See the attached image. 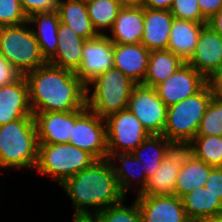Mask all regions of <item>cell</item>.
<instances>
[{"mask_svg":"<svg viewBox=\"0 0 222 222\" xmlns=\"http://www.w3.org/2000/svg\"><path fill=\"white\" fill-rule=\"evenodd\" d=\"M212 98V91L207 83L196 94L167 107L162 135L173 144L188 145L195 138Z\"/></svg>","mask_w":222,"mask_h":222,"instance_id":"277c9868","label":"cell"},{"mask_svg":"<svg viewBox=\"0 0 222 222\" xmlns=\"http://www.w3.org/2000/svg\"><path fill=\"white\" fill-rule=\"evenodd\" d=\"M94 88L90 95L89 86ZM136 83L119 69L112 67L86 87V107L101 118L128 108Z\"/></svg>","mask_w":222,"mask_h":222,"instance_id":"5b68a950","label":"cell"},{"mask_svg":"<svg viewBox=\"0 0 222 222\" xmlns=\"http://www.w3.org/2000/svg\"><path fill=\"white\" fill-rule=\"evenodd\" d=\"M29 24L38 25V31L32 26V31L39 44L42 56L48 62L57 52V32L60 23L57 10L50 12H39L30 15L27 19Z\"/></svg>","mask_w":222,"mask_h":222,"instance_id":"7402d4cb","label":"cell"},{"mask_svg":"<svg viewBox=\"0 0 222 222\" xmlns=\"http://www.w3.org/2000/svg\"><path fill=\"white\" fill-rule=\"evenodd\" d=\"M170 12L175 19H183L195 23H207L202 16L198 0H174Z\"/></svg>","mask_w":222,"mask_h":222,"instance_id":"836d02e7","label":"cell"},{"mask_svg":"<svg viewBox=\"0 0 222 222\" xmlns=\"http://www.w3.org/2000/svg\"><path fill=\"white\" fill-rule=\"evenodd\" d=\"M208 80L187 62L173 75L154 87L167 107L199 92Z\"/></svg>","mask_w":222,"mask_h":222,"instance_id":"7c38bea8","label":"cell"},{"mask_svg":"<svg viewBox=\"0 0 222 222\" xmlns=\"http://www.w3.org/2000/svg\"><path fill=\"white\" fill-rule=\"evenodd\" d=\"M128 109L140 120L150 135H160L166 123L167 106L154 88L136 84L131 92Z\"/></svg>","mask_w":222,"mask_h":222,"instance_id":"30bf717a","label":"cell"},{"mask_svg":"<svg viewBox=\"0 0 222 222\" xmlns=\"http://www.w3.org/2000/svg\"><path fill=\"white\" fill-rule=\"evenodd\" d=\"M174 144L170 142L165 136L149 135L133 152L132 154L136 159L140 160L144 164V173L146 179H150L153 173L161 166L165 159L166 153ZM149 150L150 158L146 153ZM148 153V152H147ZM145 156V157H144Z\"/></svg>","mask_w":222,"mask_h":222,"instance_id":"f1b7e54d","label":"cell"},{"mask_svg":"<svg viewBox=\"0 0 222 222\" xmlns=\"http://www.w3.org/2000/svg\"><path fill=\"white\" fill-rule=\"evenodd\" d=\"M189 152L213 167H222V136H195L188 144Z\"/></svg>","mask_w":222,"mask_h":222,"instance_id":"4dcf8cb0","label":"cell"},{"mask_svg":"<svg viewBox=\"0 0 222 222\" xmlns=\"http://www.w3.org/2000/svg\"><path fill=\"white\" fill-rule=\"evenodd\" d=\"M174 16L170 10L144 8V35L141 40L148 50H167Z\"/></svg>","mask_w":222,"mask_h":222,"instance_id":"44dd1931","label":"cell"},{"mask_svg":"<svg viewBox=\"0 0 222 222\" xmlns=\"http://www.w3.org/2000/svg\"><path fill=\"white\" fill-rule=\"evenodd\" d=\"M27 19L19 0H0V27L21 25Z\"/></svg>","mask_w":222,"mask_h":222,"instance_id":"e575fe53","label":"cell"},{"mask_svg":"<svg viewBox=\"0 0 222 222\" xmlns=\"http://www.w3.org/2000/svg\"><path fill=\"white\" fill-rule=\"evenodd\" d=\"M182 201L191 222H206L222 212V200L205 187H198L187 193Z\"/></svg>","mask_w":222,"mask_h":222,"instance_id":"cb8c5ba5","label":"cell"},{"mask_svg":"<svg viewBox=\"0 0 222 222\" xmlns=\"http://www.w3.org/2000/svg\"><path fill=\"white\" fill-rule=\"evenodd\" d=\"M222 136V101L211 99L196 136Z\"/></svg>","mask_w":222,"mask_h":222,"instance_id":"d6a6232c","label":"cell"},{"mask_svg":"<svg viewBox=\"0 0 222 222\" xmlns=\"http://www.w3.org/2000/svg\"><path fill=\"white\" fill-rule=\"evenodd\" d=\"M187 63L207 80L222 71V37L210 25L202 27L195 51Z\"/></svg>","mask_w":222,"mask_h":222,"instance_id":"4fadbf2b","label":"cell"},{"mask_svg":"<svg viewBox=\"0 0 222 222\" xmlns=\"http://www.w3.org/2000/svg\"><path fill=\"white\" fill-rule=\"evenodd\" d=\"M38 136L34 117H23L0 126V169H35Z\"/></svg>","mask_w":222,"mask_h":222,"instance_id":"3957f363","label":"cell"},{"mask_svg":"<svg viewBox=\"0 0 222 222\" xmlns=\"http://www.w3.org/2000/svg\"><path fill=\"white\" fill-rule=\"evenodd\" d=\"M222 200V167H213L204 186Z\"/></svg>","mask_w":222,"mask_h":222,"instance_id":"74e56055","label":"cell"},{"mask_svg":"<svg viewBox=\"0 0 222 222\" xmlns=\"http://www.w3.org/2000/svg\"><path fill=\"white\" fill-rule=\"evenodd\" d=\"M206 222H222V212L210 218Z\"/></svg>","mask_w":222,"mask_h":222,"instance_id":"f6af8a7d","label":"cell"},{"mask_svg":"<svg viewBox=\"0 0 222 222\" xmlns=\"http://www.w3.org/2000/svg\"><path fill=\"white\" fill-rule=\"evenodd\" d=\"M208 84L212 91V97L218 101H222V71L213 74L208 79Z\"/></svg>","mask_w":222,"mask_h":222,"instance_id":"ab89813d","label":"cell"},{"mask_svg":"<svg viewBox=\"0 0 222 222\" xmlns=\"http://www.w3.org/2000/svg\"><path fill=\"white\" fill-rule=\"evenodd\" d=\"M186 62L169 50H152L143 85L154 88L173 75Z\"/></svg>","mask_w":222,"mask_h":222,"instance_id":"83f0119b","label":"cell"},{"mask_svg":"<svg viewBox=\"0 0 222 222\" xmlns=\"http://www.w3.org/2000/svg\"><path fill=\"white\" fill-rule=\"evenodd\" d=\"M202 16L208 21L221 8L222 0H198Z\"/></svg>","mask_w":222,"mask_h":222,"instance_id":"f35d334b","label":"cell"},{"mask_svg":"<svg viewBox=\"0 0 222 222\" xmlns=\"http://www.w3.org/2000/svg\"><path fill=\"white\" fill-rule=\"evenodd\" d=\"M108 159L113 167L119 188L125 196L127 194L126 192H128L130 188L133 189L134 186L131 185V181L134 180V178L136 181V179L139 177V179H137V185L140 188L139 190H134L137 191V195L145 189L148 180L146 179V175L144 173V164H142L140 160L136 159L132 152L113 153L108 157ZM114 159H118V161L121 160V164L119 163L118 165L117 161ZM136 168L139 170V172Z\"/></svg>","mask_w":222,"mask_h":222,"instance_id":"4316f807","label":"cell"},{"mask_svg":"<svg viewBox=\"0 0 222 222\" xmlns=\"http://www.w3.org/2000/svg\"><path fill=\"white\" fill-rule=\"evenodd\" d=\"M39 144L69 143L74 127V110L34 115Z\"/></svg>","mask_w":222,"mask_h":222,"instance_id":"e0dca14e","label":"cell"},{"mask_svg":"<svg viewBox=\"0 0 222 222\" xmlns=\"http://www.w3.org/2000/svg\"><path fill=\"white\" fill-rule=\"evenodd\" d=\"M57 34V52L48 63L76 72L81 65L82 49L86 40L62 22L59 23Z\"/></svg>","mask_w":222,"mask_h":222,"instance_id":"ffe728a7","label":"cell"},{"mask_svg":"<svg viewBox=\"0 0 222 222\" xmlns=\"http://www.w3.org/2000/svg\"><path fill=\"white\" fill-rule=\"evenodd\" d=\"M188 152V145L174 144L166 153L161 166L148 179L145 189L140 194L175 195V184L179 169Z\"/></svg>","mask_w":222,"mask_h":222,"instance_id":"9a60e30c","label":"cell"},{"mask_svg":"<svg viewBox=\"0 0 222 222\" xmlns=\"http://www.w3.org/2000/svg\"><path fill=\"white\" fill-rule=\"evenodd\" d=\"M114 66V43L107 34L86 40L82 49V61L75 75L87 87L88 84Z\"/></svg>","mask_w":222,"mask_h":222,"instance_id":"8fae6325","label":"cell"},{"mask_svg":"<svg viewBox=\"0 0 222 222\" xmlns=\"http://www.w3.org/2000/svg\"><path fill=\"white\" fill-rule=\"evenodd\" d=\"M122 200L120 203L100 210L94 216L97 222H142L137 201L127 207Z\"/></svg>","mask_w":222,"mask_h":222,"instance_id":"1f68e13d","label":"cell"},{"mask_svg":"<svg viewBox=\"0 0 222 222\" xmlns=\"http://www.w3.org/2000/svg\"><path fill=\"white\" fill-rule=\"evenodd\" d=\"M34 117L28 93V84L21 75L13 83L0 87V126L11 121Z\"/></svg>","mask_w":222,"mask_h":222,"instance_id":"2e32d148","label":"cell"},{"mask_svg":"<svg viewBox=\"0 0 222 222\" xmlns=\"http://www.w3.org/2000/svg\"><path fill=\"white\" fill-rule=\"evenodd\" d=\"M136 201L142 222H191L182 198L176 195L138 194Z\"/></svg>","mask_w":222,"mask_h":222,"instance_id":"5bb4252c","label":"cell"},{"mask_svg":"<svg viewBox=\"0 0 222 222\" xmlns=\"http://www.w3.org/2000/svg\"><path fill=\"white\" fill-rule=\"evenodd\" d=\"M69 144L87 151L96 160L108 158L105 119L87 107L74 110V127Z\"/></svg>","mask_w":222,"mask_h":222,"instance_id":"ba28073f","label":"cell"},{"mask_svg":"<svg viewBox=\"0 0 222 222\" xmlns=\"http://www.w3.org/2000/svg\"><path fill=\"white\" fill-rule=\"evenodd\" d=\"M56 10L58 12L60 22L68 25L83 39L89 40L99 35L93 28L85 1L57 0Z\"/></svg>","mask_w":222,"mask_h":222,"instance_id":"d4e9b609","label":"cell"},{"mask_svg":"<svg viewBox=\"0 0 222 222\" xmlns=\"http://www.w3.org/2000/svg\"><path fill=\"white\" fill-rule=\"evenodd\" d=\"M73 222H97L94 215H75Z\"/></svg>","mask_w":222,"mask_h":222,"instance_id":"7bdbcfd3","label":"cell"},{"mask_svg":"<svg viewBox=\"0 0 222 222\" xmlns=\"http://www.w3.org/2000/svg\"><path fill=\"white\" fill-rule=\"evenodd\" d=\"M19 3L27 17L34 13L54 11L57 7V0H19Z\"/></svg>","mask_w":222,"mask_h":222,"instance_id":"d590c367","label":"cell"},{"mask_svg":"<svg viewBox=\"0 0 222 222\" xmlns=\"http://www.w3.org/2000/svg\"><path fill=\"white\" fill-rule=\"evenodd\" d=\"M104 119L108 157L113 153L133 152L150 135L128 108Z\"/></svg>","mask_w":222,"mask_h":222,"instance_id":"9c48e42d","label":"cell"},{"mask_svg":"<svg viewBox=\"0 0 222 222\" xmlns=\"http://www.w3.org/2000/svg\"><path fill=\"white\" fill-rule=\"evenodd\" d=\"M150 50L143 44L114 43V66L136 84H142L147 71Z\"/></svg>","mask_w":222,"mask_h":222,"instance_id":"d6986e66","label":"cell"},{"mask_svg":"<svg viewBox=\"0 0 222 222\" xmlns=\"http://www.w3.org/2000/svg\"><path fill=\"white\" fill-rule=\"evenodd\" d=\"M124 5L122 0L86 1L89 18L91 19L93 28L99 35L106 34L104 29H111L119 11Z\"/></svg>","mask_w":222,"mask_h":222,"instance_id":"f546056e","label":"cell"},{"mask_svg":"<svg viewBox=\"0 0 222 222\" xmlns=\"http://www.w3.org/2000/svg\"><path fill=\"white\" fill-rule=\"evenodd\" d=\"M28 22L0 27V53L21 74L25 75L47 63Z\"/></svg>","mask_w":222,"mask_h":222,"instance_id":"8992f818","label":"cell"},{"mask_svg":"<svg viewBox=\"0 0 222 222\" xmlns=\"http://www.w3.org/2000/svg\"><path fill=\"white\" fill-rule=\"evenodd\" d=\"M125 5H141L143 0H122Z\"/></svg>","mask_w":222,"mask_h":222,"instance_id":"ee69618b","label":"cell"},{"mask_svg":"<svg viewBox=\"0 0 222 222\" xmlns=\"http://www.w3.org/2000/svg\"><path fill=\"white\" fill-rule=\"evenodd\" d=\"M222 37V8L207 22Z\"/></svg>","mask_w":222,"mask_h":222,"instance_id":"b9f144b4","label":"cell"},{"mask_svg":"<svg viewBox=\"0 0 222 222\" xmlns=\"http://www.w3.org/2000/svg\"><path fill=\"white\" fill-rule=\"evenodd\" d=\"M174 0H143L141 6L150 9L170 10Z\"/></svg>","mask_w":222,"mask_h":222,"instance_id":"60d3db41","label":"cell"},{"mask_svg":"<svg viewBox=\"0 0 222 222\" xmlns=\"http://www.w3.org/2000/svg\"><path fill=\"white\" fill-rule=\"evenodd\" d=\"M33 116L86 107V86L75 72L46 63L24 75Z\"/></svg>","mask_w":222,"mask_h":222,"instance_id":"6da1fadb","label":"cell"},{"mask_svg":"<svg viewBox=\"0 0 222 222\" xmlns=\"http://www.w3.org/2000/svg\"><path fill=\"white\" fill-rule=\"evenodd\" d=\"M207 23H195L183 19L172 22L167 50L187 62L193 55L202 27Z\"/></svg>","mask_w":222,"mask_h":222,"instance_id":"603a6c76","label":"cell"},{"mask_svg":"<svg viewBox=\"0 0 222 222\" xmlns=\"http://www.w3.org/2000/svg\"><path fill=\"white\" fill-rule=\"evenodd\" d=\"M213 166L188 152L182 161L175 184V195L182 198L198 187H204Z\"/></svg>","mask_w":222,"mask_h":222,"instance_id":"484cf974","label":"cell"},{"mask_svg":"<svg viewBox=\"0 0 222 222\" xmlns=\"http://www.w3.org/2000/svg\"><path fill=\"white\" fill-rule=\"evenodd\" d=\"M21 74L0 53V87L13 83Z\"/></svg>","mask_w":222,"mask_h":222,"instance_id":"8d00e7d4","label":"cell"},{"mask_svg":"<svg viewBox=\"0 0 222 222\" xmlns=\"http://www.w3.org/2000/svg\"><path fill=\"white\" fill-rule=\"evenodd\" d=\"M94 161L96 159L90 153L69 143L39 144L35 169L42 175H50L56 183L62 185Z\"/></svg>","mask_w":222,"mask_h":222,"instance_id":"52a82bcc","label":"cell"},{"mask_svg":"<svg viewBox=\"0 0 222 222\" xmlns=\"http://www.w3.org/2000/svg\"><path fill=\"white\" fill-rule=\"evenodd\" d=\"M107 35L113 43L138 44L144 35V7L124 5Z\"/></svg>","mask_w":222,"mask_h":222,"instance_id":"ac0fdd59","label":"cell"},{"mask_svg":"<svg viewBox=\"0 0 222 222\" xmlns=\"http://www.w3.org/2000/svg\"><path fill=\"white\" fill-rule=\"evenodd\" d=\"M60 186L72 201L75 215H95L126 199L108 158L94 161Z\"/></svg>","mask_w":222,"mask_h":222,"instance_id":"7a4b0ae2","label":"cell"}]
</instances>
